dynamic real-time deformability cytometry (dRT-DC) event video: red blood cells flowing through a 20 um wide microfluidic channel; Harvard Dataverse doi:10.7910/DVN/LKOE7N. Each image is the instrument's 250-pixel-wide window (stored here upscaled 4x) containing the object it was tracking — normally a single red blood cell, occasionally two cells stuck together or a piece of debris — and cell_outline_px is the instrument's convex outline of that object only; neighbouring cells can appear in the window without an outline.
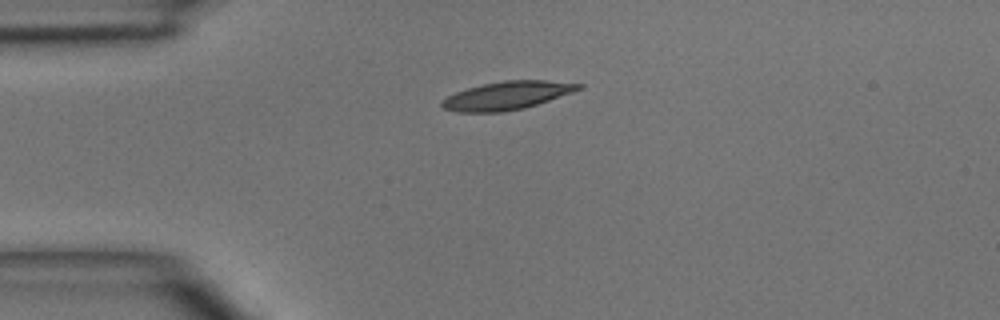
{"species": "common noctule bat (a hibernating species)", "species_latin": "Nyctalus noctula", "temperature_condition": "room temperature", "stored_images_in_passage": 4, "camera_frame_rate_fps": 3000, "um_per_image_px": 0.085, "animal": {"sex": "male", "body_mass_g": 15.6}, "frame": {"image": 1, "passage_image": 4, "time_ms": 4.667, "image_size_px": [1000, 320], "cell_outline_px": [[584, 88], [524, 108], [504, 112], [456, 112], [444, 108], [440, 104], [440, 100], [456, 92], [468, 88], [484, 84], [504, 80], [544, 80], [584, 84]], "centroid_in_image_um": [43.08, 8.12], "position_along_channel_um": 41.9, "area_um2": 22.31}}